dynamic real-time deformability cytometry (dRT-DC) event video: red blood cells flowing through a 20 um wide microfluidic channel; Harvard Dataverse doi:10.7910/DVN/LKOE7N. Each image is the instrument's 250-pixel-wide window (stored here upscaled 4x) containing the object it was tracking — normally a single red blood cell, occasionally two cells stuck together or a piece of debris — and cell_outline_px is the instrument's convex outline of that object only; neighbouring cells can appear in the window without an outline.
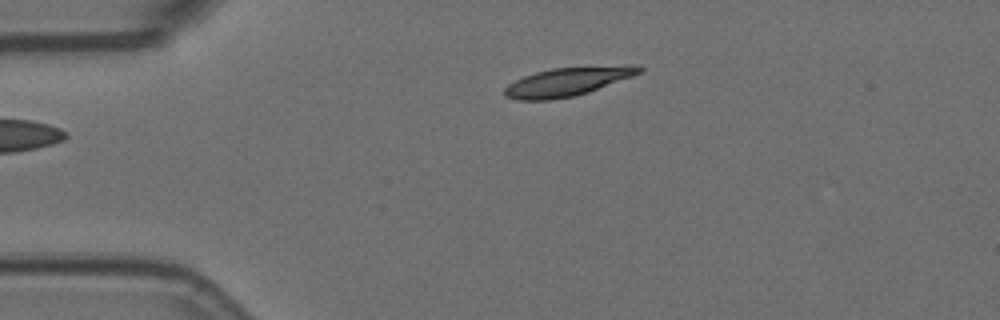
{"species": "Egyptian fruit bat (a non-hibernating species)", "species_latin": "Rousettus aegyptiacus", "temperature_condition": "room temperature", "stored_images_in_passage": 5, "camera_frame_rate_fps": 3000, "um_per_image_px": 0.085, "animal": {"sex": "female"}, "frame": {"image": 1, "passage_image": 5, "time_ms": 1.333, "image_size_px": [1000, 320], "cell_outline_px": [[644, 72], [588, 92], [572, 96], [552, 100], [516, 100], [504, 96], [504, 88], [508, 84], [524, 76], [536, 72], [552, 68], [628, 64], [640, 64], [644, 68]], "centroid_in_image_um": [48.3, 6.92], "position_along_channel_um": 36.7, "area_um2": 22.77}}